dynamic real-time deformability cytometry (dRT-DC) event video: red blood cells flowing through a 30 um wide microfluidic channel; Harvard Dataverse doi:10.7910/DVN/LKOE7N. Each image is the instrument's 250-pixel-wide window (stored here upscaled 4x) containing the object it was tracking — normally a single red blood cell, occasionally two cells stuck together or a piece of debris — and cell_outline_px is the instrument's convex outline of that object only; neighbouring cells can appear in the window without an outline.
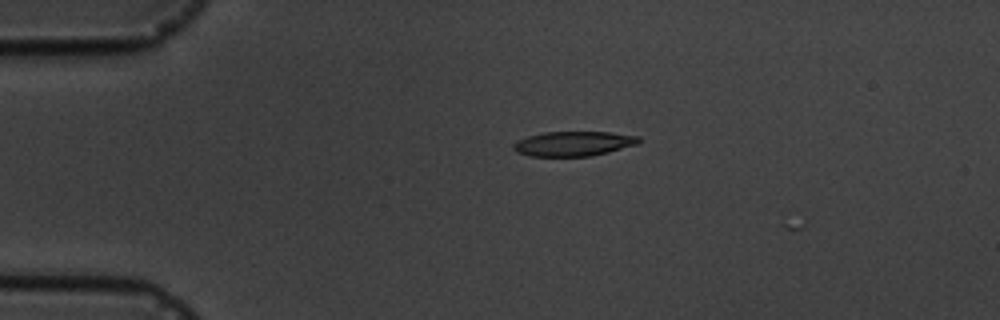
{"species": "common noctule bat (a hibernating species)", "species_latin": "Nyctalus noctula", "temperature_condition": "cold", "stored_images_in_passage": 3, "camera_frame_rate_fps": 3000, "um_per_image_px": 0.085, "animal": {"sex": "male", "body_mass_g": 19.5, "forearm_length_mm": 54.6}, "frame": {"image": 1, "passage_image": 1, "time_ms": 0.0, "image_size_px": [1000, 320], "cell_outline_px": [[640, 140], [636, 144], [608, 152], [592, 156], [532, 156], [516, 152], [512, 148], [512, 144], [528, 136], [544, 132], [612, 132], [640, 136]], "centroid_in_image_um": [48.75, 12.21], "position_along_channel_um": 36.3, "area_um2": 17.98}}